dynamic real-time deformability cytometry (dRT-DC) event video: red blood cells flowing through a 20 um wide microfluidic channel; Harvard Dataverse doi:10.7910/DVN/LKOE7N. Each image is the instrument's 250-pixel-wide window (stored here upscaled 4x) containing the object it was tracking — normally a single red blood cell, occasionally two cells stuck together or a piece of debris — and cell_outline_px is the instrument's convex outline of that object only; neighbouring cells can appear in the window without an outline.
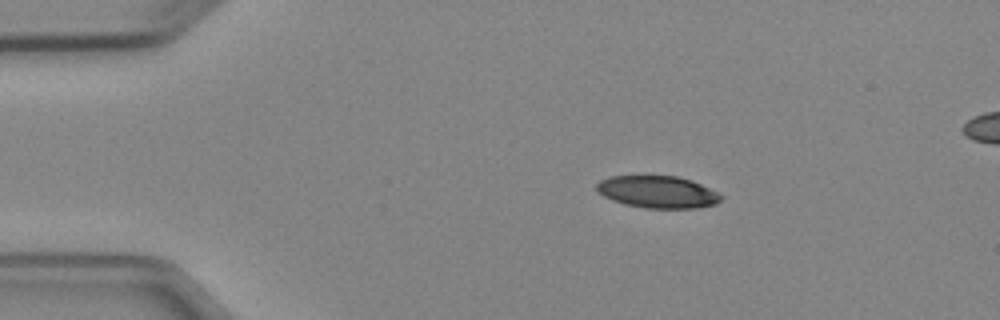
{"species": "Egyptian fruit bat (a non-hibernating species)", "species_latin": "Rousettus aegyptiacus", "temperature_condition": "cold", "stored_images_in_passage": 5, "camera_frame_rate_fps": 3000, "um_per_image_px": 0.085, "animal": {"sex": "female"}, "frame": {"image": 1, "passage_image": 2, "time_ms": 1.0, "image_size_px": [1000, 320], "cell_outline_px": [[724, 196], [716, 204], [696, 208], [644, 208], [624, 204], [612, 200], [604, 196], [596, 188], [596, 184], [600, 180], [608, 176], [644, 172], [676, 176], [692, 180]], "centroid_in_image_um": [55.84, 16.25], "position_along_channel_um": 29.2, "area_um2": 24.22}}